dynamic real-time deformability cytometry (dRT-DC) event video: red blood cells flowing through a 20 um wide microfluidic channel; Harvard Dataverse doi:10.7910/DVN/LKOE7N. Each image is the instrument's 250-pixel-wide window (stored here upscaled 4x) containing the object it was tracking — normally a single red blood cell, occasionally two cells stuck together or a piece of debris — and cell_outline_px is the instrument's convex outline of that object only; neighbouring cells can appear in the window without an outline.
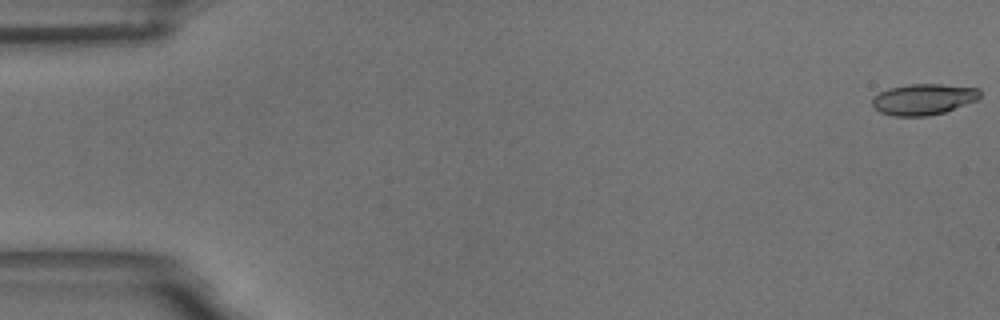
{"species": "common noctule bat (a hibernating species)", "species_latin": "Nyctalus noctula", "temperature_condition": "room temperature", "stored_images_in_passage": 59, "camera_frame_rate_fps": 3000, "um_per_image_px": 0.085, "animal": {"sex": "male", "body_mass_g": 18.8}, "frame": {"image": 1, "passage_image": 1, "time_ms": 0.0, "image_size_px": [1000, 320], "cell_outline_px": [[980, 96], [976, 100], [944, 112], [928, 116], [896, 116], [880, 112], [872, 104], [872, 100], [880, 92], [888, 88], [908, 84], [940, 84], [980, 88]], "centroid_in_image_um": [78.5, 8.43], "position_along_channel_um": 6.5, "area_um2": 19.31}}
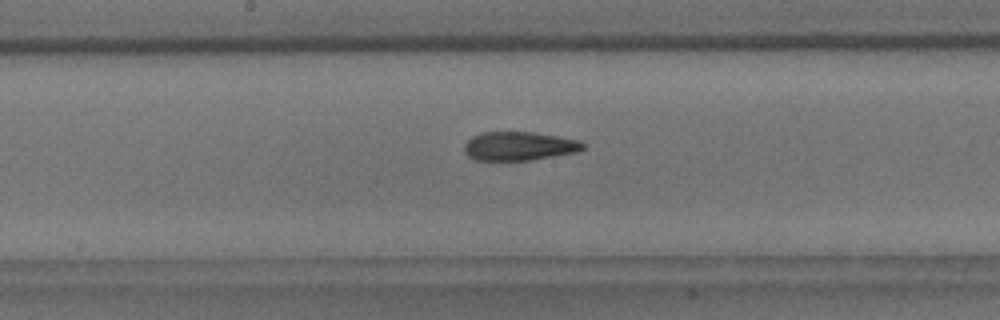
{"frame": {"image": 2, "passage_image": 31, "time_ms": 10.0, "image_size_px": [1000, 320], "cell_outline_px": [[584, 148], [576, 152], [532, 160], [476, 160], [468, 156], [464, 152], [464, 144], [472, 136], [480, 132], [536, 132], [580, 140], [584, 144]], "centroid_in_image_um": [44.11, 12.41], "position_along_channel_um": 204.1, "area_um2": 20.0}}
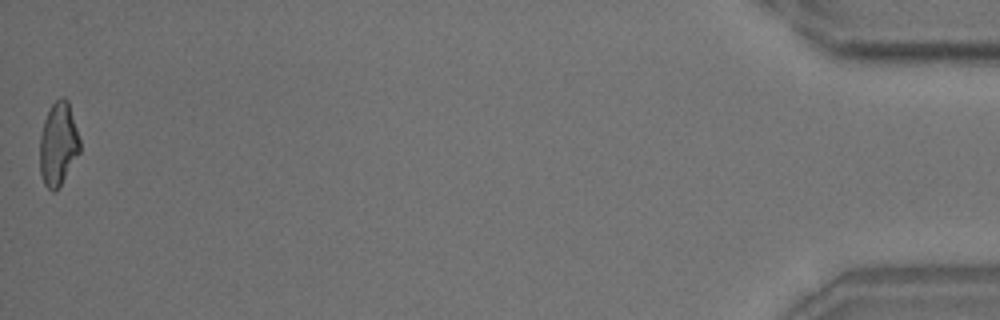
{"frame": {"image": 3, "passage_image": 59, "time_ms": 19.333, "image_size_px": [1000, 320], "cell_outline_px": [[80, 152], [60, 184], [52, 192], [44, 184], [40, 172], [40, 136], [44, 120], [52, 104], [60, 96], [64, 96], [68, 100], [80, 140]], "centroid_in_image_um": [4.95, 12.2], "position_along_channel_um": 430.3, "area_um2": 19.19}, "authors_computed_cell_mechanics": {"area_um2": 20.1144, "velocity_mm_per_s": 3.4472, "shape_relaxation_time_tau1_ms": 9.4387, "shape_relaxation_time_tau2_ms": 2.8393, "deformation_change_tau1": 0.2296, "deformation_change_tau2": 0.1124}}